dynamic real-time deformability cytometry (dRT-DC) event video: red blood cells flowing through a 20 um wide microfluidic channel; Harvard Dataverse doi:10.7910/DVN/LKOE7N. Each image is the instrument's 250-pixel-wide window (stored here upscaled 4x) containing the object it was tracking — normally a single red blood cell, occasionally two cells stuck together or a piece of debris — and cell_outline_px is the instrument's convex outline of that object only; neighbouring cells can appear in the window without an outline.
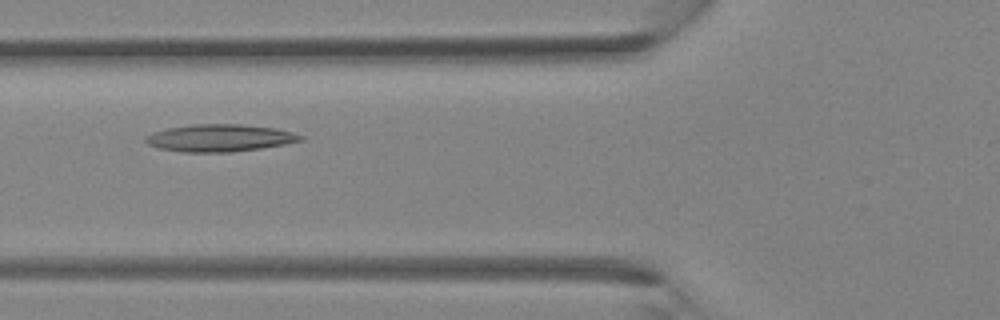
{"species": "Egyptian fruit bat (a non-hibernating species)", "species_latin": "Rousettus aegyptiacus", "temperature_condition": "room temperature", "stored_images_in_passage": 28, "camera_frame_rate_fps": 3000, "um_per_image_px": 0.085, "animal": {"sex": "female"}, "frame": {"image": 1, "passage_image": 5, "time_ms": 1.333, "image_size_px": [1000, 320], "cell_outline_px": [[304, 140], [284, 144], [260, 148], [232, 152], [184, 152], [160, 148], [148, 144], [144, 140], [144, 136], [152, 132], [168, 128], [192, 124], [240, 124], [276, 128], [292, 132], [304, 136]], "centroid_in_image_um": [18.67, 11.72], "position_along_channel_um": 107.1, "area_um2": 24.62}}
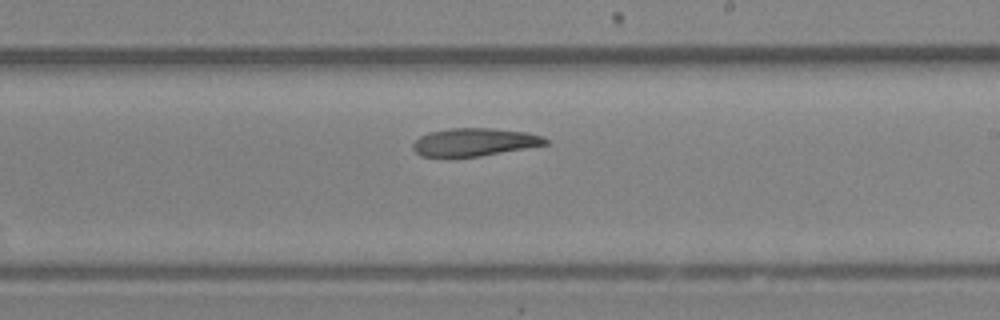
{"frame": {"image": 2, "passage_image": 13, "time_ms": 4.0, "image_size_px": [1000, 320], "cell_outline_px": [[548, 144], [480, 156], [448, 160], [420, 156], [412, 148], [412, 144], [420, 136], [428, 132], [452, 128], [492, 128], [528, 132], [544, 136], [548, 140]], "centroid_in_image_um": [40.26, 12.11], "position_along_channel_um": 248.7, "area_um2": 22.31}}
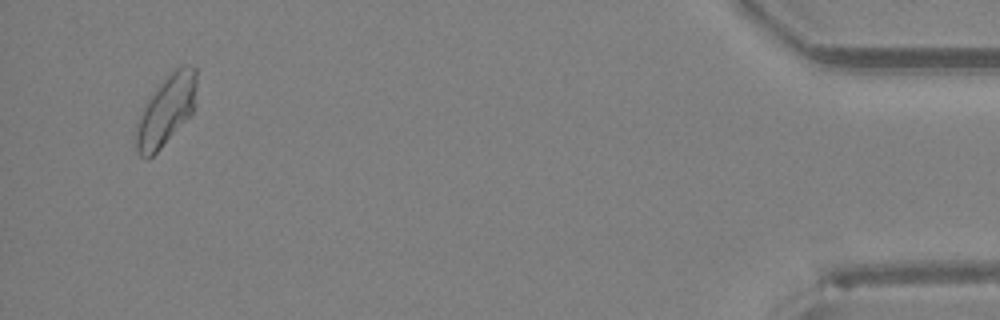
{"frame": {"image": 3, "passage_image": 27, "time_ms": 8.667, "image_size_px": [1000, 320], "cell_outline_px": [[196, 104], [192, 112], [160, 148], [148, 160], [144, 160], [136, 152], [136, 124], [144, 104], [156, 88], [180, 64], [188, 64], [196, 68]], "centroid_in_image_um": [14.11, 9.38], "position_along_channel_um": 421.1, "area_um2": 24.57}}